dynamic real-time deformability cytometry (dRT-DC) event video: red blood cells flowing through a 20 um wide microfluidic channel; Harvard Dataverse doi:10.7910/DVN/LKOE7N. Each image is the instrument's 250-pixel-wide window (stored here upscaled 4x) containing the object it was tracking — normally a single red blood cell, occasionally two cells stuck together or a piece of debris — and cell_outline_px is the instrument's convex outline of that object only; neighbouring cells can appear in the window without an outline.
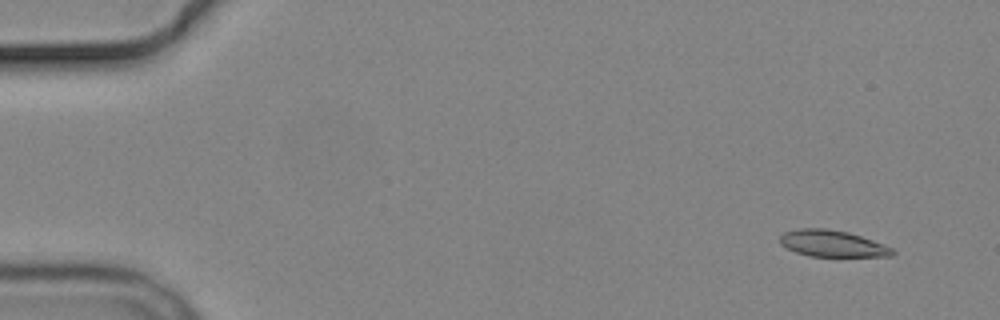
{"species": "common noctule bat (a hibernating species)", "species_latin": "Nyctalus noctula", "temperature_condition": "cold", "stored_images_in_passage": 4, "camera_frame_rate_fps": 3000, "um_per_image_px": 0.085, "animal": {"sex": "male", "body_mass_g": 19.2, "forearm_length_mm": 51.8}, "frame": {"image": 1, "passage_image": 1, "time_ms": 0.0, "image_size_px": [1000, 320], "cell_outline_px": [[896, 252], [892, 256], [808, 256], [796, 252], [780, 244], [780, 236], [784, 232], [800, 228], [828, 228], [848, 232], [884, 244], [892, 248]], "centroid_in_image_um": [70.74, 20.7], "position_along_channel_um": 14.3, "area_um2": 17.34}}
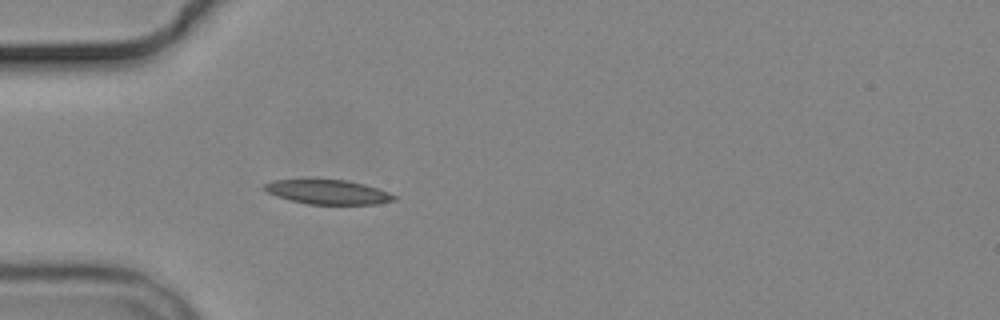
{"frame": {"image": 2, "passage_image": 4, "time_ms": 4.333, "image_size_px": [1000, 320], "cell_outline_px": [[396, 200], [376, 204], [308, 204], [276, 196], [268, 192], [264, 188], [264, 184], [272, 180], [348, 180], [364, 184], [388, 192], [396, 196]], "centroid_in_image_um": [27.89, 16.32], "position_along_channel_um": 57.1, "area_um2": 18.15}}